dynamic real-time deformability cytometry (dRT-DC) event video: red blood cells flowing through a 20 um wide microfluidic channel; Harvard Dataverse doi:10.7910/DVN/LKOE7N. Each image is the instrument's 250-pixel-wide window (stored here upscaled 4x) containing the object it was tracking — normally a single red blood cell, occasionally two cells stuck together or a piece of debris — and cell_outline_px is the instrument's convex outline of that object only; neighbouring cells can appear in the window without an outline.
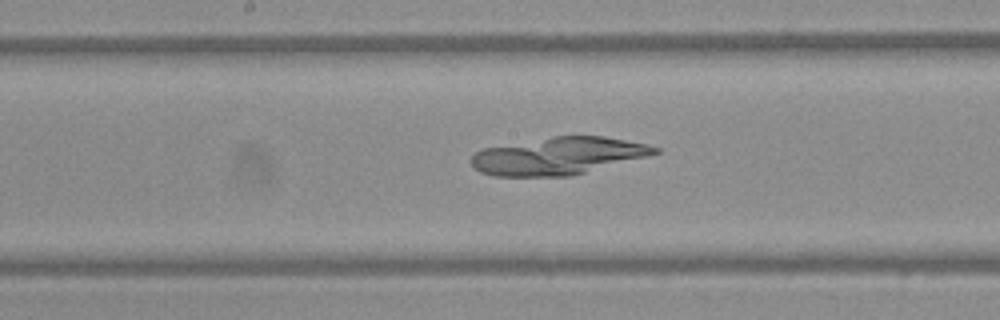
{"species": "Egyptian fruit bat (a non-hibernating species)", "species_latin": "Rousettus aegyptiacus", "temperature_condition": "warm", "stored_images_in_passage": 58, "camera_frame_rate_fps": 3000, "um_per_image_px": 0.085, "frame": {"image": 1, "passage_image": 31, "time_ms": 10.0, "image_size_px": [1000, 320], "cell_outline_px": [[660, 152], [648, 156], [572, 176], [492, 176], [480, 172], [472, 168], [468, 160], [476, 152], [484, 148], [552, 136], [604, 136], [644, 144], [660, 148]], "centroid_in_image_um": [47.4, 13.26], "position_along_channel_um": 200.8, "area_um2": 40.0}}